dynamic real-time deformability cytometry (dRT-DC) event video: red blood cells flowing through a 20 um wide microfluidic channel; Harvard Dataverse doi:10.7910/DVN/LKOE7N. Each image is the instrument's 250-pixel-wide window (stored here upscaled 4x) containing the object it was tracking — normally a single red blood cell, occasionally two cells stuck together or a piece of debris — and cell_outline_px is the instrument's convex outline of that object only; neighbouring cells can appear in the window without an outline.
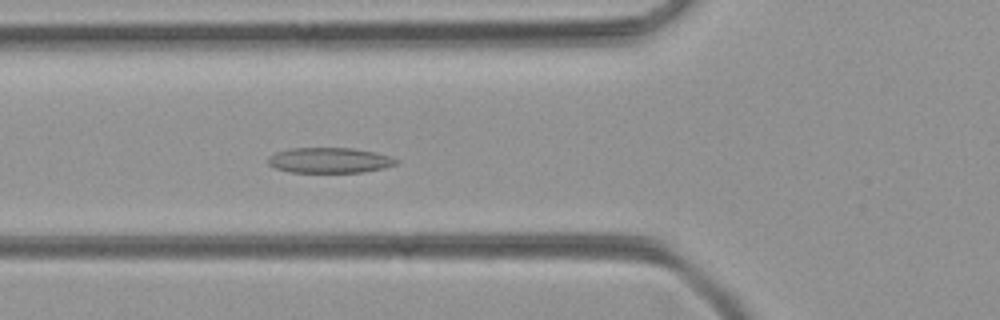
{"species": "common noctule bat (a hibernating species)", "species_latin": "Nyctalus noctula", "temperature_condition": "room temperature", "stored_images_in_passage": 51, "camera_frame_rate_fps": 3000, "um_per_image_px": 0.085, "animal": {"sex": "female", "body_mass_g": 21.9}, "frame": {"image": 1, "passage_image": 18, "time_ms": 5.667, "image_size_px": [1000, 320], "cell_outline_px": [[400, 164], [384, 168], [364, 172], [288, 172], [276, 168], [268, 164], [268, 156], [276, 152], [288, 148], [352, 148], [376, 152], [392, 156], [400, 160]], "centroid_in_image_um": [28.06, 13.62], "position_along_channel_um": 97.7, "area_um2": 19.25}}
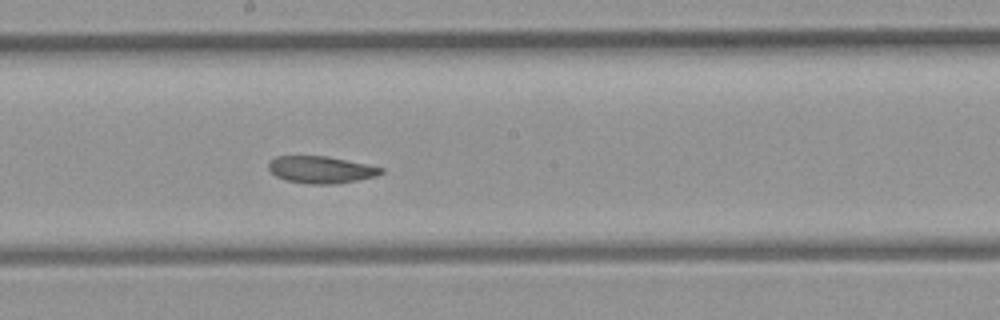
{"frame": {"image": 2, "passage_image": 27, "time_ms": 8.667, "image_size_px": [1000, 320], "cell_outline_px": [[384, 172], [376, 176], [336, 184], [308, 184], [284, 180], [276, 176], [268, 168], [268, 160], [276, 156], [328, 156], [368, 164], [384, 168]], "centroid_in_image_um": [27.27, 14.42], "position_along_channel_um": 220.9, "area_um2": 17.92}}
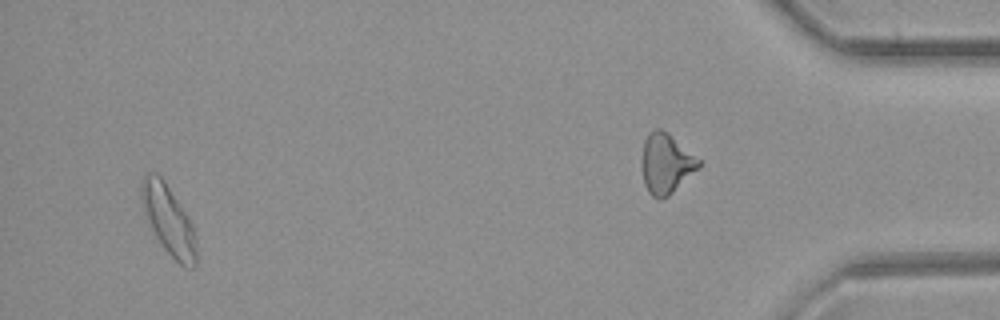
{"frame": {"image": 3, "passage_image": 48, "time_ms": 15.667, "image_size_px": [1000, 320], "cell_outline_px": [[196, 268], [184, 268], [160, 244], [144, 216], [140, 200], [140, 184], [144, 176], [148, 172], [152, 172], [160, 176], [164, 180], [188, 216], [192, 224], [196, 240]], "centroid_in_image_um": [14.3, 18.7], "position_along_channel_um": 420.9, "area_um2": 22.43}}